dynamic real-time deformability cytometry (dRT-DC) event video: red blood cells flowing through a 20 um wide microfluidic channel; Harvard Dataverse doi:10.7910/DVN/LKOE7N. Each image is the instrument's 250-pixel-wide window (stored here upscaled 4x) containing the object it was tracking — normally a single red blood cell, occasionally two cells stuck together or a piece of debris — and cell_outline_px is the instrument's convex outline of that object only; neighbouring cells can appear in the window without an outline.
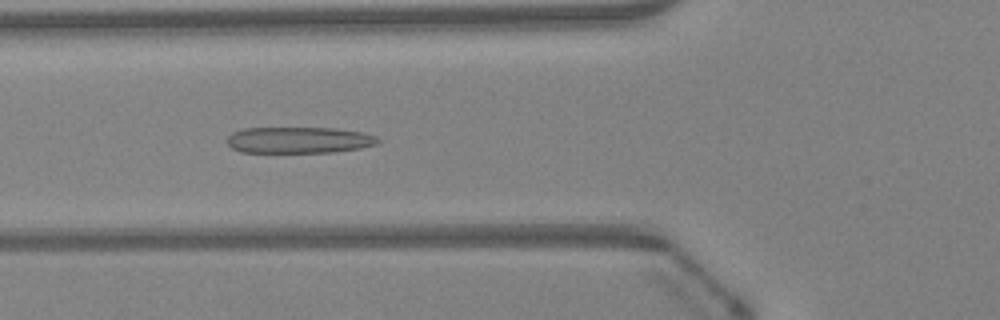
{"species": "Egyptian fruit bat (a non-hibernating species)", "species_latin": "Rousettus aegyptiacus", "temperature_condition": "warm", "stored_images_in_passage": 47, "camera_frame_rate_fps": 3000, "um_per_image_px": 0.085, "animal": {"sex": "female"}, "frame": {"image": 1, "passage_image": 17, "time_ms": 5.333, "image_size_px": [1000, 320], "cell_outline_px": [[380, 140], [376, 144], [360, 148], [332, 152], [240, 152], [232, 148], [228, 144], [228, 136], [232, 132], [244, 128], [336, 128], [360, 132], [376, 136]], "centroid_in_image_um": [25.39, 11.9], "position_along_channel_um": 100.4, "area_um2": 23.0}}
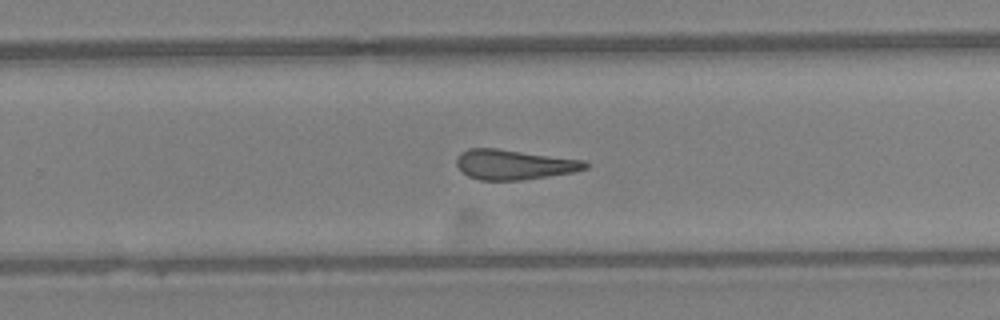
{"frame": {"image": 2, "passage_image": 30, "time_ms": 9.667, "image_size_px": [1000, 320], "cell_outline_px": [[588, 168], [572, 172], [548, 176], [520, 180], [480, 180], [468, 176], [456, 164], [456, 160], [460, 152], [468, 148], [496, 148], [584, 160], [588, 164]], "centroid_in_image_um": [43.68, 13.98], "position_along_channel_um": 286.1, "area_um2": 22.31}}
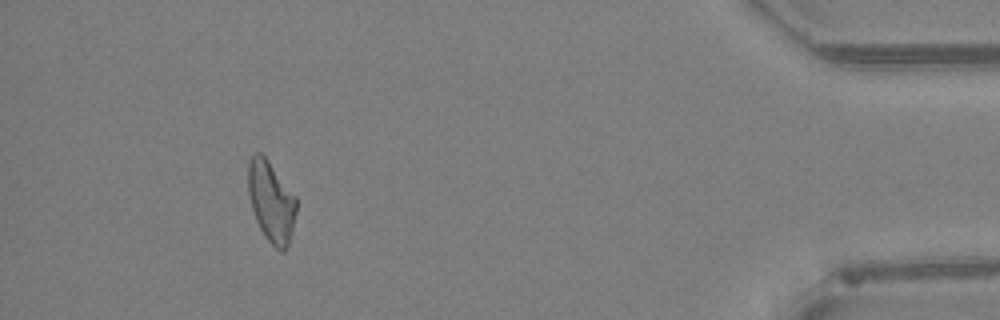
{"frame": {"image": 3, "passage_image": 43, "time_ms": 14.0, "image_size_px": [1000, 320], "cell_outline_px": [[296, 212], [288, 244], [284, 252], [280, 252], [264, 236], [256, 220], [252, 208], [248, 192], [248, 160], [256, 152], [260, 152], [268, 160], [296, 196]], "centroid_in_image_um": [23.04, 17.12], "position_along_channel_um": 412.2, "area_um2": 22.54}, "authors_computed_cell_mechanics": {"area_um2": 23.12, "velocity_mm_per_s": 4.2945, "shape_relaxation_time_tau1_ms": null, "shape_relaxation_time_tau2_ms": 3.992, "deformation_change_tau1": null, "deformation_change_tau2": 0.1703}}